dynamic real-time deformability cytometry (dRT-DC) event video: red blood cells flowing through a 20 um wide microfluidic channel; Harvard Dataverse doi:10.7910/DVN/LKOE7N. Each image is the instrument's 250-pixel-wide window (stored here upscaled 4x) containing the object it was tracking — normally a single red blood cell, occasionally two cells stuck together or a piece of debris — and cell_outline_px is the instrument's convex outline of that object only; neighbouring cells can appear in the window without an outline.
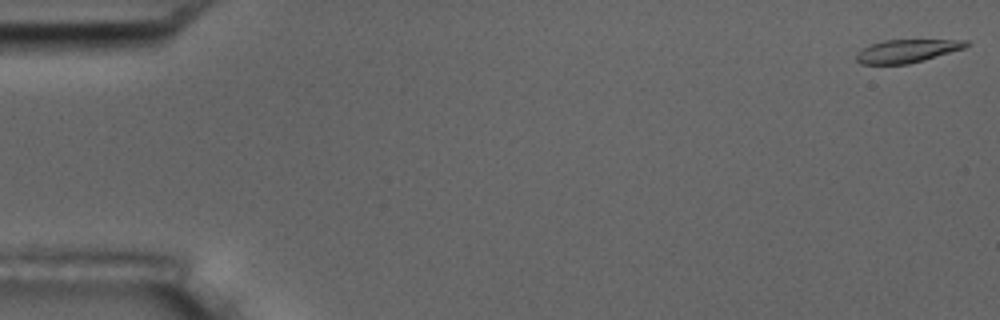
{"species": "common noctule bat (a hibernating species)", "species_latin": "Nyctalus noctula", "temperature_condition": "room temperature", "stored_images_in_passage": 12, "camera_frame_rate_fps": 3000, "um_per_image_px": 0.085, "animal": {"sex": "male", "body_mass_g": 17.5, "forearm_length_mm": 52.3}, "frame": {"image": 1, "passage_image": 1, "time_ms": 0.0, "image_size_px": [1000, 320], "cell_outline_px": [[972, 44], [964, 48], [924, 60], [908, 64], [860, 64], [856, 60], [856, 52], [872, 44], [884, 40], [968, 40]], "centroid_in_image_um": [77.1, 4.33], "position_along_channel_um": 7.9, "area_um2": 14.74}}
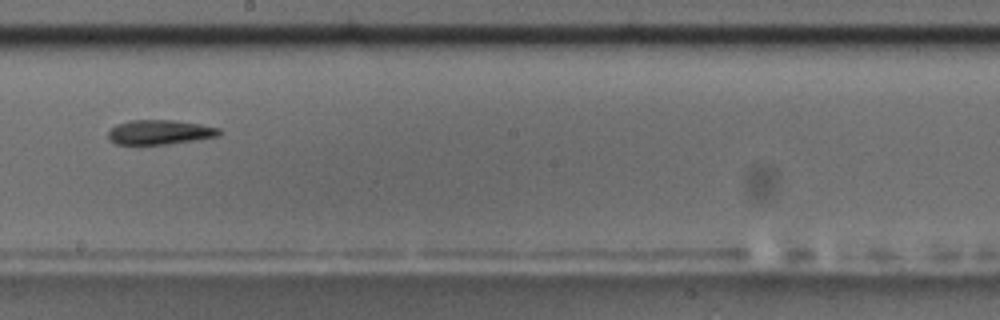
{"frame": {"image": 2, "passage_image": 9, "time_ms": 10.333, "image_size_px": [1000, 320], "cell_outline_px": [[220, 132], [216, 136], [200, 140], [168, 144], [116, 144], [108, 140], [108, 132], [116, 124], [132, 120], [172, 120], [200, 124], [220, 128]], "centroid_in_image_um": [13.57, 11.24], "position_along_channel_um": 234.6, "area_um2": 15.9}}